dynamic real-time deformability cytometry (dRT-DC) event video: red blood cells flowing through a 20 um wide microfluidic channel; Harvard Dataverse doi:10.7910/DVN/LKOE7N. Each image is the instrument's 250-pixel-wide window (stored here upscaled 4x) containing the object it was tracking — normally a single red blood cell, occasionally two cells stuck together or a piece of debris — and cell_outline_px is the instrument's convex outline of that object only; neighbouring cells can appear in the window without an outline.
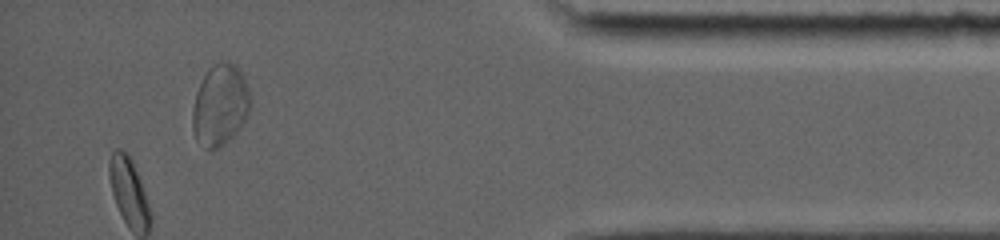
{"species": "common noctule bat (a hibernating species)", "species_latin": "Nyctalus noctula", "temperature_condition": "room temperature", "stored_images_in_passage": 23, "camera_frame_rate_fps": 5000, "um_per_image_px": 0.085, "animal": {"sex": "female", "body_mass_g": 19.0, "forearm_length_mm": 56.7}, "frame": {"image": 1, "passage_image": 23, "time_ms": 13.0, "image_size_px": [1000, 240], "cell_outline_px": [[252, 104], [248, 116], [240, 128], [220, 148], [208, 148], [196, 140], [192, 128], [192, 112], [196, 92], [208, 68], [220, 60], [224, 60], [236, 64], [248, 88]], "centroid_in_image_um": [18.72, 8.91], "position_along_channel_um": 416.5, "area_um2": 27.46}, "authors_computed_cell_mechanics": {"area_um2": 15.7794, "velocity_mm_per_s": 3.8322, "shape_relaxation_time_tau1_ms": 1.9312, "shape_relaxation_time_tau2_ms": null, "deformation_change_tau1": 0.0996, "deformation_change_tau2": null}}